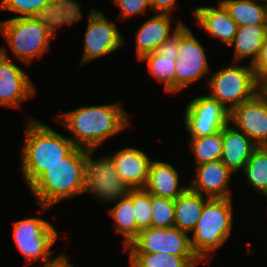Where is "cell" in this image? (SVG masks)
Wrapping results in <instances>:
<instances>
[{
	"label": "cell",
	"mask_w": 267,
	"mask_h": 267,
	"mask_svg": "<svg viewBox=\"0 0 267 267\" xmlns=\"http://www.w3.org/2000/svg\"><path fill=\"white\" fill-rule=\"evenodd\" d=\"M130 117L118 102L81 106L58 114L56 119L72 132L70 139L77 147L98 149L108 138L129 128Z\"/></svg>",
	"instance_id": "1"
},
{
	"label": "cell",
	"mask_w": 267,
	"mask_h": 267,
	"mask_svg": "<svg viewBox=\"0 0 267 267\" xmlns=\"http://www.w3.org/2000/svg\"><path fill=\"white\" fill-rule=\"evenodd\" d=\"M20 152L23 180L30 187L46 170L62 162L77 146L69 137L34 117H27Z\"/></svg>",
	"instance_id": "2"
},
{
	"label": "cell",
	"mask_w": 267,
	"mask_h": 267,
	"mask_svg": "<svg viewBox=\"0 0 267 267\" xmlns=\"http://www.w3.org/2000/svg\"><path fill=\"white\" fill-rule=\"evenodd\" d=\"M85 164V148L76 147L62 162L47 168L29 187L42 214L56 203L83 194Z\"/></svg>",
	"instance_id": "3"
},
{
	"label": "cell",
	"mask_w": 267,
	"mask_h": 267,
	"mask_svg": "<svg viewBox=\"0 0 267 267\" xmlns=\"http://www.w3.org/2000/svg\"><path fill=\"white\" fill-rule=\"evenodd\" d=\"M65 19L66 16L12 17L0 21V33L16 57L15 60L31 64L50 50L51 39L56 37Z\"/></svg>",
	"instance_id": "4"
},
{
	"label": "cell",
	"mask_w": 267,
	"mask_h": 267,
	"mask_svg": "<svg viewBox=\"0 0 267 267\" xmlns=\"http://www.w3.org/2000/svg\"><path fill=\"white\" fill-rule=\"evenodd\" d=\"M232 205V199L228 198H208L205 201L190 237L191 248L201 263L209 262L211 253L229 239L234 221Z\"/></svg>",
	"instance_id": "5"
},
{
	"label": "cell",
	"mask_w": 267,
	"mask_h": 267,
	"mask_svg": "<svg viewBox=\"0 0 267 267\" xmlns=\"http://www.w3.org/2000/svg\"><path fill=\"white\" fill-rule=\"evenodd\" d=\"M239 63L233 62L229 66L220 67L211 76L209 75L205 83L209 90L208 95L229 111L259 92L252 64L244 66Z\"/></svg>",
	"instance_id": "6"
},
{
	"label": "cell",
	"mask_w": 267,
	"mask_h": 267,
	"mask_svg": "<svg viewBox=\"0 0 267 267\" xmlns=\"http://www.w3.org/2000/svg\"><path fill=\"white\" fill-rule=\"evenodd\" d=\"M12 227L13 240L26 260L25 266H33L37 261L45 263L51 260L50 249L59 234L50 222L41 217H29L14 222Z\"/></svg>",
	"instance_id": "7"
},
{
	"label": "cell",
	"mask_w": 267,
	"mask_h": 267,
	"mask_svg": "<svg viewBox=\"0 0 267 267\" xmlns=\"http://www.w3.org/2000/svg\"><path fill=\"white\" fill-rule=\"evenodd\" d=\"M97 149H85V187L84 192L90 193L97 200L111 203L129 195L132 190L117 174L109 154L96 159L92 155Z\"/></svg>",
	"instance_id": "8"
},
{
	"label": "cell",
	"mask_w": 267,
	"mask_h": 267,
	"mask_svg": "<svg viewBox=\"0 0 267 267\" xmlns=\"http://www.w3.org/2000/svg\"><path fill=\"white\" fill-rule=\"evenodd\" d=\"M129 254L166 253L178 257H197L190 244V235L171 228H145L124 249Z\"/></svg>",
	"instance_id": "9"
},
{
	"label": "cell",
	"mask_w": 267,
	"mask_h": 267,
	"mask_svg": "<svg viewBox=\"0 0 267 267\" xmlns=\"http://www.w3.org/2000/svg\"><path fill=\"white\" fill-rule=\"evenodd\" d=\"M175 65V94L210 72L204 47L185 24L180 27V47Z\"/></svg>",
	"instance_id": "10"
},
{
	"label": "cell",
	"mask_w": 267,
	"mask_h": 267,
	"mask_svg": "<svg viewBox=\"0 0 267 267\" xmlns=\"http://www.w3.org/2000/svg\"><path fill=\"white\" fill-rule=\"evenodd\" d=\"M84 36V49L80 67L92 60L110 55L124 45V37L119 33L116 22L105 17L102 11L91 8L88 13Z\"/></svg>",
	"instance_id": "11"
},
{
	"label": "cell",
	"mask_w": 267,
	"mask_h": 267,
	"mask_svg": "<svg viewBox=\"0 0 267 267\" xmlns=\"http://www.w3.org/2000/svg\"><path fill=\"white\" fill-rule=\"evenodd\" d=\"M186 107L183 120L191 138L213 135L229 123L230 111L208 94L191 99Z\"/></svg>",
	"instance_id": "12"
},
{
	"label": "cell",
	"mask_w": 267,
	"mask_h": 267,
	"mask_svg": "<svg viewBox=\"0 0 267 267\" xmlns=\"http://www.w3.org/2000/svg\"><path fill=\"white\" fill-rule=\"evenodd\" d=\"M6 48H0V106L19 108L35 96L36 87L28 74L12 61Z\"/></svg>",
	"instance_id": "13"
},
{
	"label": "cell",
	"mask_w": 267,
	"mask_h": 267,
	"mask_svg": "<svg viewBox=\"0 0 267 267\" xmlns=\"http://www.w3.org/2000/svg\"><path fill=\"white\" fill-rule=\"evenodd\" d=\"M229 123L245 133L257 146H267V100L257 92L230 111Z\"/></svg>",
	"instance_id": "14"
},
{
	"label": "cell",
	"mask_w": 267,
	"mask_h": 267,
	"mask_svg": "<svg viewBox=\"0 0 267 267\" xmlns=\"http://www.w3.org/2000/svg\"><path fill=\"white\" fill-rule=\"evenodd\" d=\"M194 178L189 188L208 198L232 199L230 178L235 175L221 161H212L195 166Z\"/></svg>",
	"instance_id": "15"
},
{
	"label": "cell",
	"mask_w": 267,
	"mask_h": 267,
	"mask_svg": "<svg viewBox=\"0 0 267 267\" xmlns=\"http://www.w3.org/2000/svg\"><path fill=\"white\" fill-rule=\"evenodd\" d=\"M117 174L131 189H144L148 181L151 158L140 148L125 147L113 154Z\"/></svg>",
	"instance_id": "16"
},
{
	"label": "cell",
	"mask_w": 267,
	"mask_h": 267,
	"mask_svg": "<svg viewBox=\"0 0 267 267\" xmlns=\"http://www.w3.org/2000/svg\"><path fill=\"white\" fill-rule=\"evenodd\" d=\"M171 14L156 13L146 20L136 32V56L139 60L145 54L154 52L164 41L174 35L184 24L177 22L172 30Z\"/></svg>",
	"instance_id": "17"
},
{
	"label": "cell",
	"mask_w": 267,
	"mask_h": 267,
	"mask_svg": "<svg viewBox=\"0 0 267 267\" xmlns=\"http://www.w3.org/2000/svg\"><path fill=\"white\" fill-rule=\"evenodd\" d=\"M196 23L212 38L229 47L237 33V24L232 20L225 7L218 2L217 6H197L192 10Z\"/></svg>",
	"instance_id": "18"
},
{
	"label": "cell",
	"mask_w": 267,
	"mask_h": 267,
	"mask_svg": "<svg viewBox=\"0 0 267 267\" xmlns=\"http://www.w3.org/2000/svg\"><path fill=\"white\" fill-rule=\"evenodd\" d=\"M232 126V127H231ZM257 145L230 123L222 128L221 161L234 174L242 171Z\"/></svg>",
	"instance_id": "19"
},
{
	"label": "cell",
	"mask_w": 267,
	"mask_h": 267,
	"mask_svg": "<svg viewBox=\"0 0 267 267\" xmlns=\"http://www.w3.org/2000/svg\"><path fill=\"white\" fill-rule=\"evenodd\" d=\"M173 165L159 160H151L145 190L152 195L176 200L189 185H180V175Z\"/></svg>",
	"instance_id": "20"
},
{
	"label": "cell",
	"mask_w": 267,
	"mask_h": 267,
	"mask_svg": "<svg viewBox=\"0 0 267 267\" xmlns=\"http://www.w3.org/2000/svg\"><path fill=\"white\" fill-rule=\"evenodd\" d=\"M267 34V25L238 26L237 33L229 46L234 45L233 62L245 58L252 64L258 57L264 38Z\"/></svg>",
	"instance_id": "21"
},
{
	"label": "cell",
	"mask_w": 267,
	"mask_h": 267,
	"mask_svg": "<svg viewBox=\"0 0 267 267\" xmlns=\"http://www.w3.org/2000/svg\"><path fill=\"white\" fill-rule=\"evenodd\" d=\"M0 10L19 14V18L66 16L68 8L60 0H0Z\"/></svg>",
	"instance_id": "22"
},
{
	"label": "cell",
	"mask_w": 267,
	"mask_h": 267,
	"mask_svg": "<svg viewBox=\"0 0 267 267\" xmlns=\"http://www.w3.org/2000/svg\"><path fill=\"white\" fill-rule=\"evenodd\" d=\"M207 199L208 197L187 188L175 200V227L191 234Z\"/></svg>",
	"instance_id": "23"
},
{
	"label": "cell",
	"mask_w": 267,
	"mask_h": 267,
	"mask_svg": "<svg viewBox=\"0 0 267 267\" xmlns=\"http://www.w3.org/2000/svg\"><path fill=\"white\" fill-rule=\"evenodd\" d=\"M258 0H220L237 26L267 25V7Z\"/></svg>",
	"instance_id": "24"
},
{
	"label": "cell",
	"mask_w": 267,
	"mask_h": 267,
	"mask_svg": "<svg viewBox=\"0 0 267 267\" xmlns=\"http://www.w3.org/2000/svg\"><path fill=\"white\" fill-rule=\"evenodd\" d=\"M113 203L115 204L108 212L114 221L113 227L120 235L124 236L123 249H125L140 232L134 218L132 190L129 192L128 196L120 198Z\"/></svg>",
	"instance_id": "25"
},
{
	"label": "cell",
	"mask_w": 267,
	"mask_h": 267,
	"mask_svg": "<svg viewBox=\"0 0 267 267\" xmlns=\"http://www.w3.org/2000/svg\"><path fill=\"white\" fill-rule=\"evenodd\" d=\"M242 171L246 184L264 195L267 191V146H257Z\"/></svg>",
	"instance_id": "26"
},
{
	"label": "cell",
	"mask_w": 267,
	"mask_h": 267,
	"mask_svg": "<svg viewBox=\"0 0 267 267\" xmlns=\"http://www.w3.org/2000/svg\"><path fill=\"white\" fill-rule=\"evenodd\" d=\"M139 61L147 64L148 72L164 85V91L175 94V61L174 57L161 56L151 52L142 56Z\"/></svg>",
	"instance_id": "27"
},
{
	"label": "cell",
	"mask_w": 267,
	"mask_h": 267,
	"mask_svg": "<svg viewBox=\"0 0 267 267\" xmlns=\"http://www.w3.org/2000/svg\"><path fill=\"white\" fill-rule=\"evenodd\" d=\"M130 267H197V257H178L166 253L129 254Z\"/></svg>",
	"instance_id": "28"
},
{
	"label": "cell",
	"mask_w": 267,
	"mask_h": 267,
	"mask_svg": "<svg viewBox=\"0 0 267 267\" xmlns=\"http://www.w3.org/2000/svg\"><path fill=\"white\" fill-rule=\"evenodd\" d=\"M189 146L195 158V165L220 160L222 154V130L213 135L191 138Z\"/></svg>",
	"instance_id": "29"
},
{
	"label": "cell",
	"mask_w": 267,
	"mask_h": 267,
	"mask_svg": "<svg viewBox=\"0 0 267 267\" xmlns=\"http://www.w3.org/2000/svg\"><path fill=\"white\" fill-rule=\"evenodd\" d=\"M152 227H175V200L151 194Z\"/></svg>",
	"instance_id": "30"
},
{
	"label": "cell",
	"mask_w": 267,
	"mask_h": 267,
	"mask_svg": "<svg viewBox=\"0 0 267 267\" xmlns=\"http://www.w3.org/2000/svg\"><path fill=\"white\" fill-rule=\"evenodd\" d=\"M132 205L137 228L152 227L151 194L145 189H132Z\"/></svg>",
	"instance_id": "31"
},
{
	"label": "cell",
	"mask_w": 267,
	"mask_h": 267,
	"mask_svg": "<svg viewBox=\"0 0 267 267\" xmlns=\"http://www.w3.org/2000/svg\"><path fill=\"white\" fill-rule=\"evenodd\" d=\"M116 6L120 8V14L117 16L116 19H128L131 16H136L147 12L150 5V0H113Z\"/></svg>",
	"instance_id": "32"
},
{
	"label": "cell",
	"mask_w": 267,
	"mask_h": 267,
	"mask_svg": "<svg viewBox=\"0 0 267 267\" xmlns=\"http://www.w3.org/2000/svg\"><path fill=\"white\" fill-rule=\"evenodd\" d=\"M252 69L258 85L267 80V34L257 59L252 63Z\"/></svg>",
	"instance_id": "33"
},
{
	"label": "cell",
	"mask_w": 267,
	"mask_h": 267,
	"mask_svg": "<svg viewBox=\"0 0 267 267\" xmlns=\"http://www.w3.org/2000/svg\"><path fill=\"white\" fill-rule=\"evenodd\" d=\"M180 47V28L178 31L159 45L154 51L161 56L174 57V60L178 58V52Z\"/></svg>",
	"instance_id": "34"
},
{
	"label": "cell",
	"mask_w": 267,
	"mask_h": 267,
	"mask_svg": "<svg viewBox=\"0 0 267 267\" xmlns=\"http://www.w3.org/2000/svg\"><path fill=\"white\" fill-rule=\"evenodd\" d=\"M60 1L68 8L64 25L71 26L83 18L84 15L81 13V2L79 3L78 0Z\"/></svg>",
	"instance_id": "35"
},
{
	"label": "cell",
	"mask_w": 267,
	"mask_h": 267,
	"mask_svg": "<svg viewBox=\"0 0 267 267\" xmlns=\"http://www.w3.org/2000/svg\"><path fill=\"white\" fill-rule=\"evenodd\" d=\"M177 2V0H150V5L153 11L172 14L177 6Z\"/></svg>",
	"instance_id": "36"
},
{
	"label": "cell",
	"mask_w": 267,
	"mask_h": 267,
	"mask_svg": "<svg viewBox=\"0 0 267 267\" xmlns=\"http://www.w3.org/2000/svg\"><path fill=\"white\" fill-rule=\"evenodd\" d=\"M39 267H74L70 263V259L68 258L67 254L63 252V254H59L55 258L53 257L50 261L45 263H39ZM29 267V265L24 266Z\"/></svg>",
	"instance_id": "37"
},
{
	"label": "cell",
	"mask_w": 267,
	"mask_h": 267,
	"mask_svg": "<svg viewBox=\"0 0 267 267\" xmlns=\"http://www.w3.org/2000/svg\"><path fill=\"white\" fill-rule=\"evenodd\" d=\"M259 92L266 98L267 100V80H265L264 82H262L259 85Z\"/></svg>",
	"instance_id": "38"
},
{
	"label": "cell",
	"mask_w": 267,
	"mask_h": 267,
	"mask_svg": "<svg viewBox=\"0 0 267 267\" xmlns=\"http://www.w3.org/2000/svg\"><path fill=\"white\" fill-rule=\"evenodd\" d=\"M263 1V2H261ZM261 3H263V5H265L267 7V0H260Z\"/></svg>",
	"instance_id": "39"
}]
</instances>
